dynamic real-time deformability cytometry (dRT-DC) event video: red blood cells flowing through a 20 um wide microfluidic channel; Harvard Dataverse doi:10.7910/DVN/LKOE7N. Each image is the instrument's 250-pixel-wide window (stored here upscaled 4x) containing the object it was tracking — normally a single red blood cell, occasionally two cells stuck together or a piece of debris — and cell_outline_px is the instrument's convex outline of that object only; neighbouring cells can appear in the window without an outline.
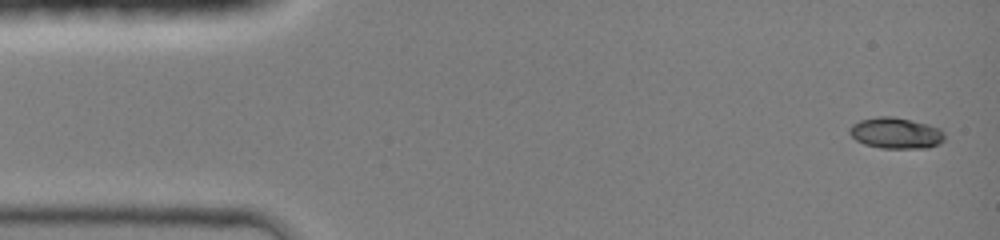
{"species": "common noctule bat (a hibernating species)", "species_latin": "Nyctalus noctula", "temperature_condition": "room temperature", "stored_images_in_passage": 44, "camera_frame_rate_fps": 3000, "um_per_image_px": 0.085, "animal": {"sex": "female", "body_mass_g": 19.0, "forearm_length_mm": 51.5}, "frame": {"image": 1, "passage_image": 1, "time_ms": 0.0, "image_size_px": [1000, 240], "cell_outline_px": [[944, 140], [940, 144], [928, 148], [880, 148], [864, 144], [856, 140], [848, 132], [848, 128], [852, 124], [860, 120], [876, 116], [892, 116], [928, 124], [940, 128], [944, 132]], "centroid_in_image_um": [76.14, 11.31], "position_along_channel_um": 8.9, "area_um2": 17.4}}
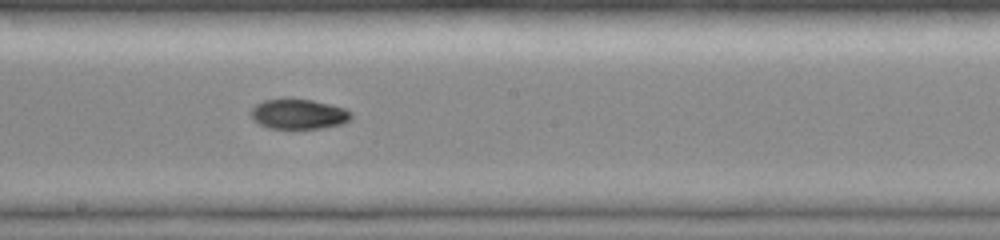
{"frame": {"image": 2, "passage_image": 24, "time_ms": 7.667, "image_size_px": [1000, 240], "cell_outline_px": [[352, 116], [344, 124], [324, 128], [268, 128], [252, 120], [252, 108], [256, 104], [264, 100], [284, 96], [312, 100], [344, 108], [352, 112]], "centroid_in_image_um": [25.37, 9.67], "position_along_channel_um": 222.8, "area_um2": 17.92}}
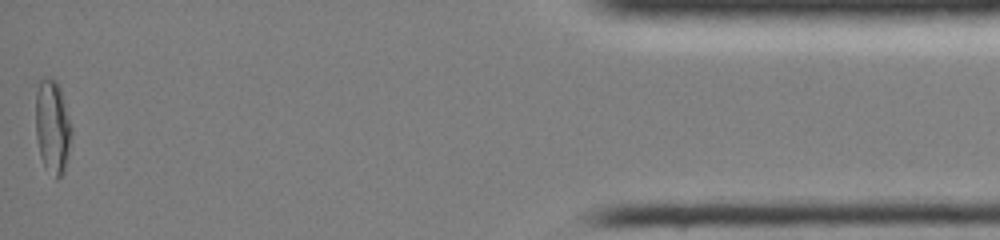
{"frame": {"image": 3, "passage_image": 44, "time_ms": 14.333, "image_size_px": [1000, 240], "cell_outline_px": [[72, 132], [64, 172], [56, 180], [44, 164], [40, 156], [36, 140], [36, 92], [40, 80], [44, 76], [48, 76], [56, 80], [60, 88], [72, 128]], "centroid_in_image_um": [4.45, 10.74], "position_along_channel_um": 430.7, "area_um2": 19.54}}